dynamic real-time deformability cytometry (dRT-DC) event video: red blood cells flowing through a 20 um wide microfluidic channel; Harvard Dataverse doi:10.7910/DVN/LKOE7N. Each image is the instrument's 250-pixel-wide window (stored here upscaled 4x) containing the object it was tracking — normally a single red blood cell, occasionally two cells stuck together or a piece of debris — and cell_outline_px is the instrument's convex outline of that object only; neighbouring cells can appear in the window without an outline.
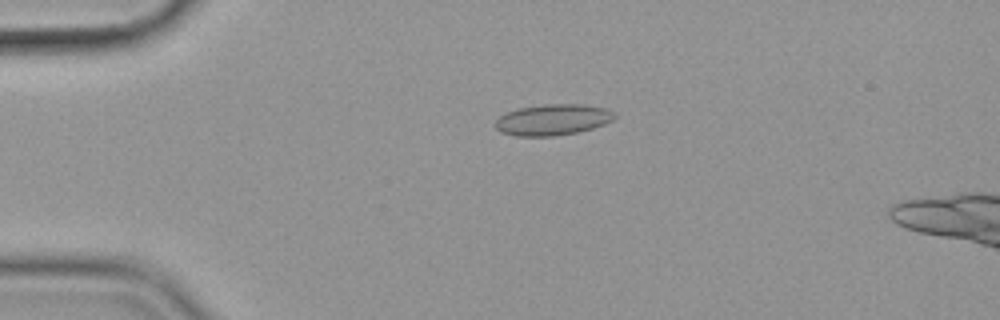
{"species": "common noctule bat (a hibernating species)", "species_latin": "Nyctalus noctula", "temperature_condition": "cold", "stored_images_in_passage": 55, "camera_frame_rate_fps": 3000, "um_per_image_px": 0.085, "animal": {"sex": "female", "body_mass_g": 19.9}, "frame": {"image": 1, "passage_image": 11, "time_ms": 3.333, "image_size_px": [1000, 320], "cell_outline_px": [[616, 116], [612, 120], [604, 124], [580, 132], [556, 136], [516, 136], [500, 132], [496, 128], [496, 120], [500, 116], [516, 108], [544, 104], [584, 104], [608, 108], [616, 112]], "centroid_in_image_um": [47.02, 10.17], "position_along_channel_um": 38.0, "area_um2": 21.85}}
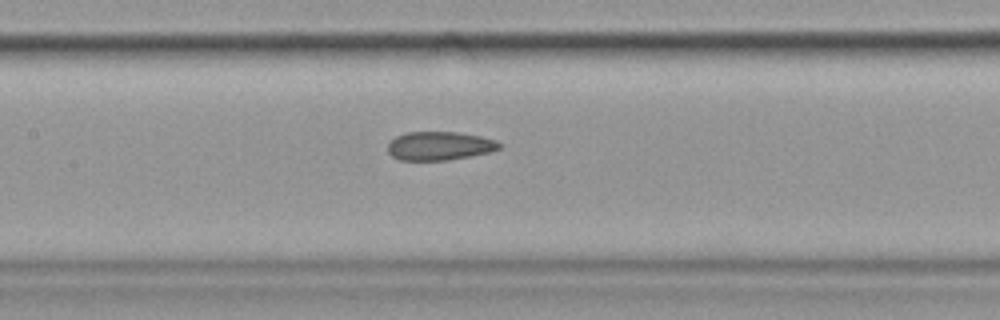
{"frame": {"image": 2, "passage_image": 25, "time_ms": 8.0, "image_size_px": [1000, 320], "cell_outline_px": [[504, 144], [500, 148], [488, 152], [448, 160], [400, 160], [392, 156], [388, 152], [388, 144], [396, 136], [408, 132], [456, 132], [480, 136], [496, 140]], "centroid_in_image_um": [37.36, 12.4], "position_along_channel_um": 170.0, "area_um2": 18.5}}
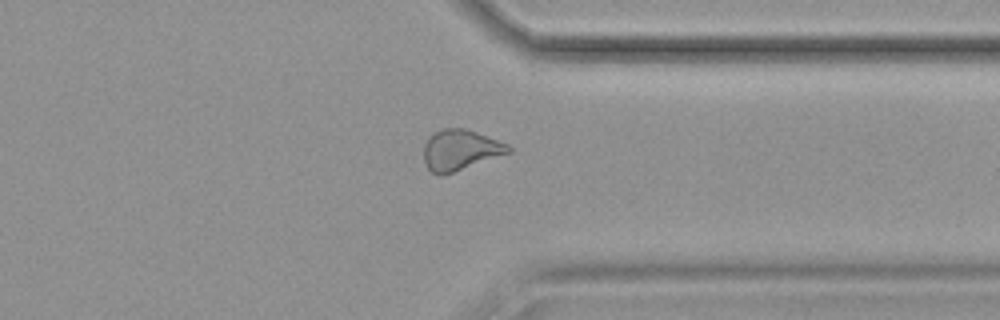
{"frame": {"image": 3, "passage_image": 42, "time_ms": 13.667, "image_size_px": [1000, 320], "cell_outline_px": [[512, 152], [440, 176], [432, 172], [428, 168], [424, 160], [424, 144], [428, 136], [444, 128], [464, 128], [476, 132], [508, 144], [512, 148]], "centroid_in_image_um": [39.12, 12.74], "position_along_channel_um": 372.3, "area_um2": 19.83}}